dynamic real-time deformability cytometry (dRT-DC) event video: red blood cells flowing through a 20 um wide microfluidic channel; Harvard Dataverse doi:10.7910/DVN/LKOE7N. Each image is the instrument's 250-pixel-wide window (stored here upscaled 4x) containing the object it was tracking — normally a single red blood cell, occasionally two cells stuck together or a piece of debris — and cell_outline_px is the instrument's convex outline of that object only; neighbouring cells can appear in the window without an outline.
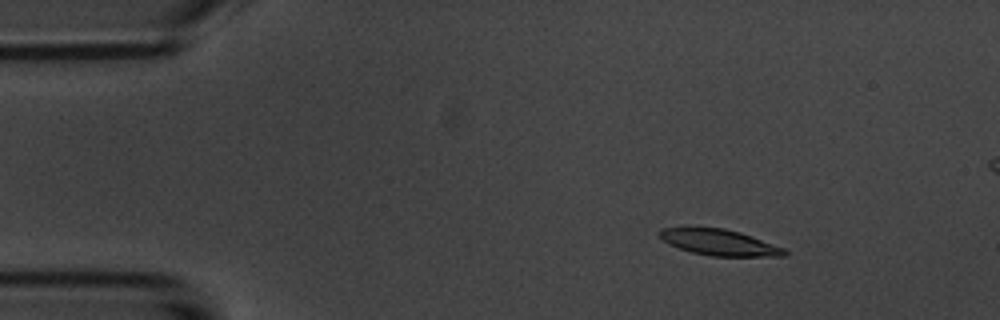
{"species": "common noctule bat (a hibernating species)", "species_latin": "Nyctalus noctula", "temperature_condition": "room temperature", "stored_images_in_passage": 6, "camera_frame_rate_fps": 3000, "um_per_image_px": 0.085, "animal": {"sex": "male", "body_mass_g": 20.1, "forearm_length_mm": 53.5}, "frame": {"image": 1, "passage_image": 3, "time_ms": 2.0, "image_size_px": [1000, 320], "cell_outline_px": [[788, 252], [784, 256], [712, 256], [692, 252], [668, 244], [656, 232], [660, 228], [688, 224], [724, 228], [740, 232], [752, 236], [784, 248]], "centroid_in_image_um": [61.03, 20.54], "position_along_channel_um": 24.0, "area_um2": 19.65}}